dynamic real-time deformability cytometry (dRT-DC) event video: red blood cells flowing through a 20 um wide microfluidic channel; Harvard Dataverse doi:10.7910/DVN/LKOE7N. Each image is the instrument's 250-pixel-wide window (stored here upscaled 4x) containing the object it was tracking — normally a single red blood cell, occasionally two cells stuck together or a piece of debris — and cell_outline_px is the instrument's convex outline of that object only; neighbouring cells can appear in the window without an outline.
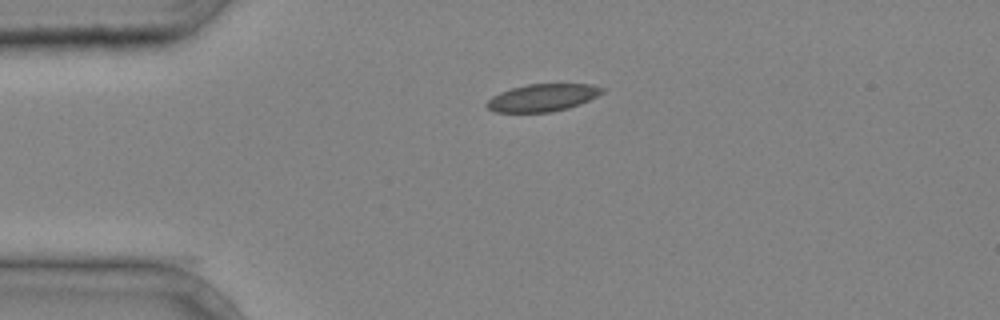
{"species": "common noctule bat (a hibernating species)", "species_latin": "Nyctalus noctula", "temperature_condition": "cold", "stored_images_in_passage": 12, "camera_frame_rate_fps": 3000, "um_per_image_px": 0.085, "animal": {"sex": "male", "body_mass_g": 20.4}, "frame": {"image": 1, "passage_image": 1, "time_ms": 0.0, "image_size_px": [1000, 320], "cell_outline_px": [[604, 92], [580, 104], [568, 108], [552, 112], [496, 112], [488, 108], [484, 104], [492, 96], [500, 92], [512, 88], [528, 84], [592, 84], [604, 88]], "centroid_in_image_um": [46.11, 8.3], "position_along_channel_um": 38.9, "area_um2": 18.38}}
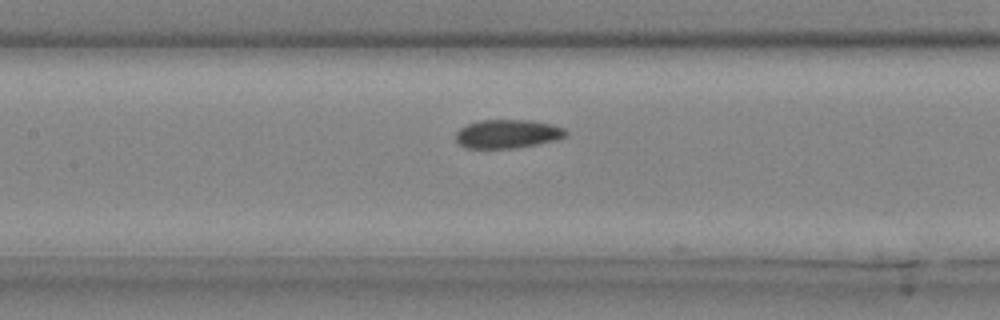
{"frame": {"image": 2, "passage_image": 11, "time_ms": 3.333, "image_size_px": [1000, 320], "cell_outline_px": [[568, 136], [556, 140], [516, 148], [468, 148], [460, 144], [456, 140], [456, 132], [460, 128], [468, 124], [480, 120], [528, 120], [552, 124], [564, 128], [568, 132]], "centroid_in_image_um": [43.17, 11.38], "position_along_channel_um": 164.2, "area_um2": 18.38}}